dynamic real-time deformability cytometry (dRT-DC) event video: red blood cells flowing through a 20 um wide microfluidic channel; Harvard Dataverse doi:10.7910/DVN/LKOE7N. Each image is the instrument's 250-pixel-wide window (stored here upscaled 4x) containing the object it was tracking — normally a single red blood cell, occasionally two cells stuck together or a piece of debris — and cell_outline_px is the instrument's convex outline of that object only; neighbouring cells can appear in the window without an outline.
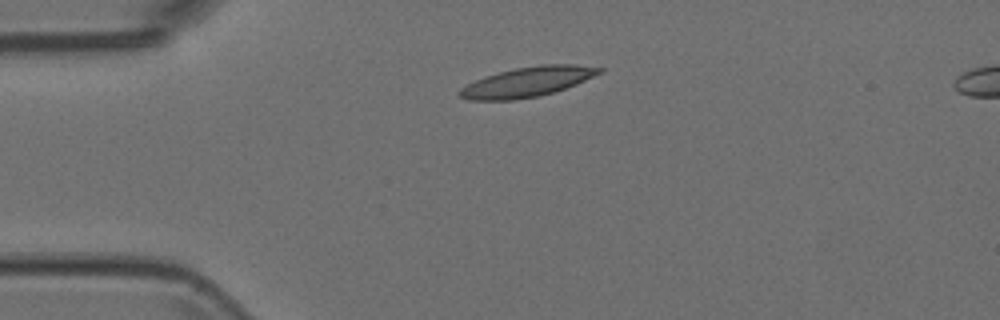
{"species": "Egyptian fruit bat (a non-hibernating species)", "species_latin": "Rousettus aegyptiacus", "temperature_condition": "room temperature", "stored_images_in_passage": 4, "camera_frame_rate_fps": 3000, "um_per_image_px": 0.085, "animal": {"sex": "female"}, "frame": {"image": 1, "passage_image": 2, "time_ms": 0.333, "image_size_px": [1000, 320], "cell_outline_px": [[604, 72], [576, 84], [540, 96], [512, 100], [468, 100], [460, 96], [456, 92], [460, 88], [484, 76], [516, 68], [540, 64], [572, 64], [604, 68]], "centroid_in_image_um": [44.83, 6.96], "position_along_channel_um": 40.2, "area_um2": 24.22}}